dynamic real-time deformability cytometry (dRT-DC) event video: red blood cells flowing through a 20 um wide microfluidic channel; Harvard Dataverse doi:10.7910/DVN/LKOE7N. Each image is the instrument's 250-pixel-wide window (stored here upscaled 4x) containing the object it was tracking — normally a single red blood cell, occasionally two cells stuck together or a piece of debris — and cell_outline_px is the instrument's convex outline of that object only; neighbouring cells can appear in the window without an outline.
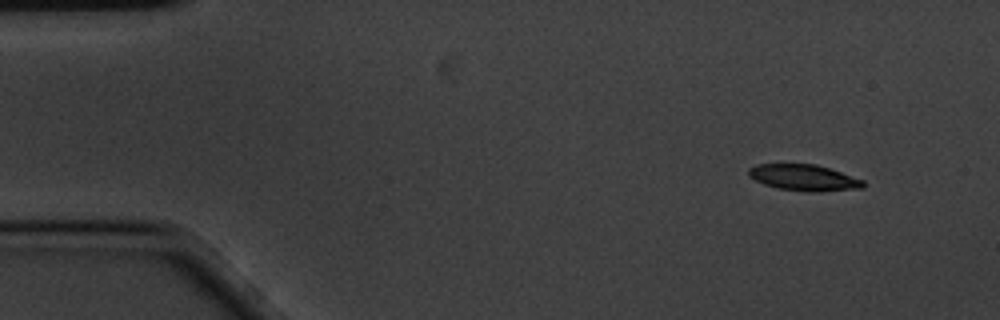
{"species": "common noctule bat (a hibernating species)", "species_latin": "Nyctalus noctula", "temperature_condition": "cold", "stored_images_in_passage": 5, "segment_of_instrument_passage": [1, 2], "camera_frame_rate_fps": 3000, "um_per_image_px": 0.085, "animal": {"sex": "male", "body_mass_g": 20.1, "forearm_length_mm": 53.5}, "frame": {"image": 1, "passage_image": 1, "time_ms": 0.0, "image_size_px": [1000, 320], "cell_outline_px": [[864, 188], [816, 192], [808, 192], [776, 188], [764, 184], [748, 176], [748, 168], [756, 164], [816, 164], [864, 180]], "centroid_in_image_um": [68.31, 15.1], "position_along_channel_um": 16.7, "area_um2": 17.51}}
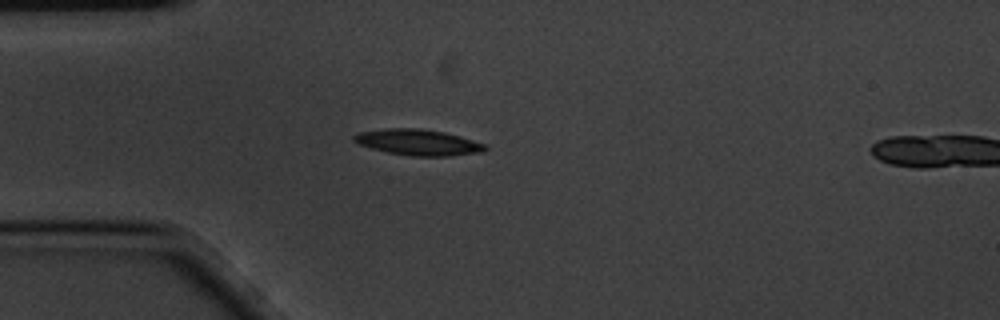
{"frame": {"image": 2, "passage_image": 4, "time_ms": 1.0, "image_size_px": [1000, 320], "cell_outline_px": [[488, 148], [484, 152], [448, 156], [412, 156], [388, 152], [372, 148], [360, 144], [352, 140], [352, 136], [360, 132], [388, 128], [420, 128], [444, 132], [460, 136], [488, 144]], "centroid_in_image_um": [35.6, 12.1], "position_along_channel_um": 49.4, "area_um2": 19.88}}